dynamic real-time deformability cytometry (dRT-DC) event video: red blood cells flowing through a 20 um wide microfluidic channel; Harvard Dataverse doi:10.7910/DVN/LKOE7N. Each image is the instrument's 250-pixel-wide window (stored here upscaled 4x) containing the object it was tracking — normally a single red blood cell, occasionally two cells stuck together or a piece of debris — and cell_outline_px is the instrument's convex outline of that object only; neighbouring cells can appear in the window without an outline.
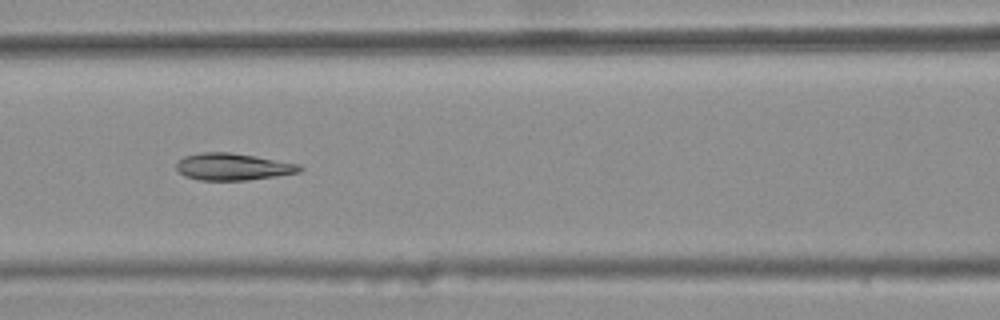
{"species": "common noctule bat (a hibernating species)", "species_latin": "Nyctalus noctula", "temperature_condition": "warm", "stored_images_in_passage": 7, "camera_frame_rate_fps": 3000, "um_per_image_px": 0.085, "animal": {"sex": "female", "body_mass_g": 25.1}, "frame": {"image": 1, "passage_image": 6, "time_ms": 1.667, "image_size_px": [1000, 320], "cell_outline_px": [[304, 168], [300, 172], [276, 176], [248, 180], [200, 180], [184, 176], [176, 168], [176, 164], [184, 156], [204, 152], [228, 152], [256, 156], [300, 164]], "centroid_in_image_um": [19.82, 14.17], "position_along_channel_um": 146.8, "area_um2": 19.36}}
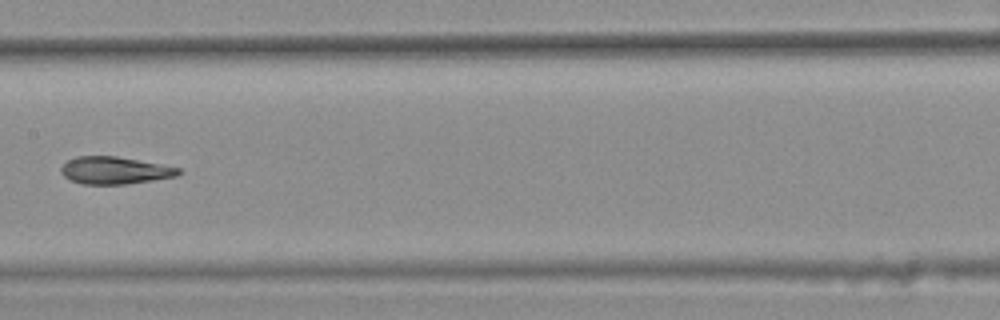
{"frame": {"image": 2, "passage_image": 7, "time_ms": 2.0, "image_size_px": [1000, 320], "cell_outline_px": [[180, 172], [176, 176], [152, 180], [124, 184], [80, 184], [64, 176], [60, 172], [60, 168], [68, 160], [76, 156], [116, 156], [180, 168]], "centroid_in_image_um": [9.7, 14.48], "position_along_channel_um": 197.7, "area_um2": 18.44}}